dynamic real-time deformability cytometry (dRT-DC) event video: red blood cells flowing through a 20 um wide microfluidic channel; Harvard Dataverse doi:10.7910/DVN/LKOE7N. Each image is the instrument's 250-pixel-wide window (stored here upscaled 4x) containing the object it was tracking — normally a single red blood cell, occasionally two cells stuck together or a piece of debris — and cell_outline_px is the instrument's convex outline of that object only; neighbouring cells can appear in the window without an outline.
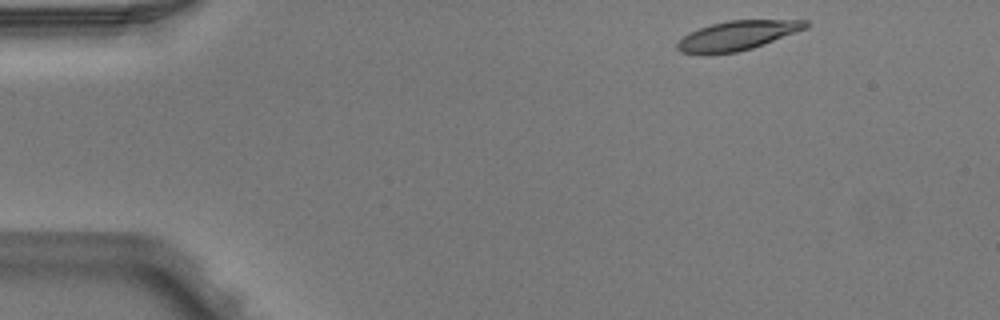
{"species": "Egyptian fruit bat (a non-hibernating species)", "species_latin": "Rousettus aegyptiacus", "temperature_condition": "warm", "stored_images_in_passage": 4, "camera_frame_rate_fps": 3000, "um_per_image_px": 0.085, "animal": {"sex": "male"}, "frame": {"image": 1, "passage_image": 1, "time_ms": 0.0, "image_size_px": [1000, 320], "cell_outline_px": [[808, 28], [752, 48], [736, 52], [680, 52], [676, 48], [676, 44], [688, 32], [712, 24], [728, 20], [808, 20]], "centroid_in_image_um": [62.72, 2.99], "position_along_channel_um": 22.3, "area_um2": 21.39}}
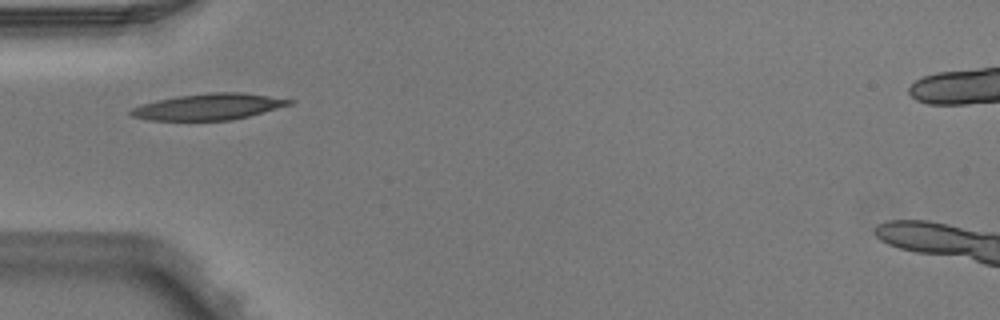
{"frame": {"image": 2, "passage_image": 4, "time_ms": 1.0, "image_size_px": [1000, 320], "cell_outline_px": [[296, 100], [292, 104], [248, 116], [232, 120], [148, 120], [132, 116], [128, 112], [132, 108], [140, 104], [156, 100], [180, 96], [208, 92], [240, 92]], "centroid_in_image_um": [17.71, 9.07], "position_along_channel_um": 67.3, "area_um2": 24.1}}